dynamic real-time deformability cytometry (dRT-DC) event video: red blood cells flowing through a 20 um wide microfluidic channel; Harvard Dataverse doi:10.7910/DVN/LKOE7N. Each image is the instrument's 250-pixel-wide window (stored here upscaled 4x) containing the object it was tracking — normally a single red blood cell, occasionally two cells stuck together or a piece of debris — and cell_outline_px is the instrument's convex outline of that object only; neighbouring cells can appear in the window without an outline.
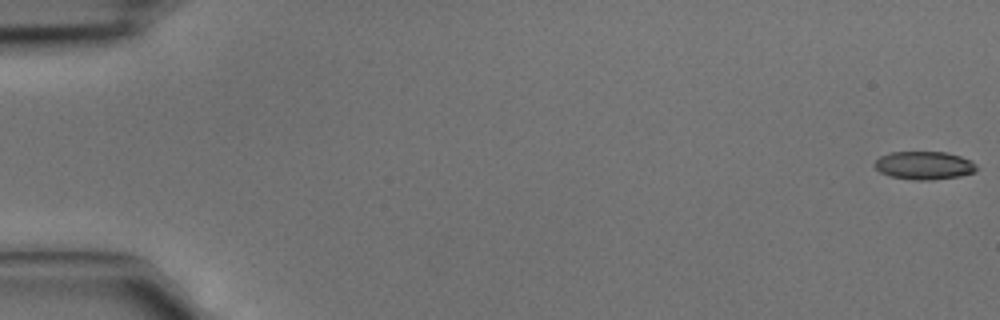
{"species": "common noctule bat (a hibernating species)", "species_latin": "Nyctalus noctula", "temperature_condition": "cold", "stored_images_in_passage": 3, "camera_frame_rate_fps": 3000, "um_per_image_px": 0.085, "animal": {"sex": "male", "body_mass_g": 15.6}, "frame": {"image": 1, "passage_image": 1, "time_ms": 0.0, "image_size_px": [1000, 320], "cell_outline_px": [[976, 172], [960, 176], [932, 180], [912, 180], [892, 176], [880, 172], [872, 164], [880, 156], [892, 152], [948, 152], [972, 160], [976, 164]], "centroid_in_image_um": [78.57, 14.06], "position_along_channel_um": 6.4, "area_um2": 16.82}}